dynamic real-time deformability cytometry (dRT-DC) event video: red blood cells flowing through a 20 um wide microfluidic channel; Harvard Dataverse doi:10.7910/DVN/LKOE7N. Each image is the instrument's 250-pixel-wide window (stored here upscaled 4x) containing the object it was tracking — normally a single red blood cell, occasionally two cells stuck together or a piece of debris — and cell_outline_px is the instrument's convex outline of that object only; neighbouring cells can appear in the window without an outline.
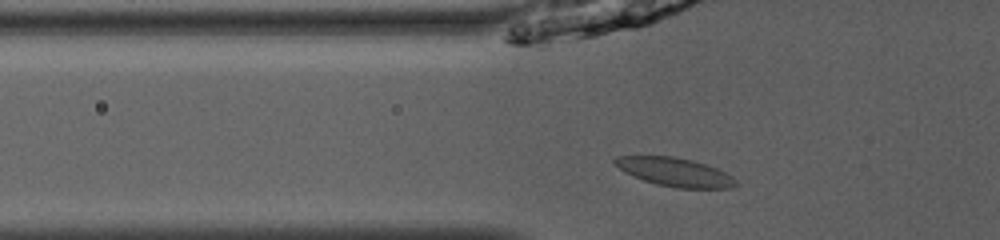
{"species": "common noctule bat (a hibernating species)", "species_latin": "Nyctalus noctula", "temperature_condition": "room temperature", "stored_images_in_passage": 41, "camera_frame_rate_fps": 3000, "um_per_image_px": 0.085, "animal": {"sex": "male", "body_mass_g": 13.0, "forearm_length_mm": 53.1}, "frame": {"image": 1, "passage_image": 11, "time_ms": 3.333, "image_size_px": [1000, 240], "cell_outline_px": [[740, 184], [732, 188], [676, 188], [656, 184], [644, 180], [624, 172], [612, 160], [616, 156], [672, 156], [692, 160], [716, 168], [732, 176]], "centroid_in_image_um": [57.39, 14.63], "position_along_channel_um": 68.4, "area_um2": 20.06}}
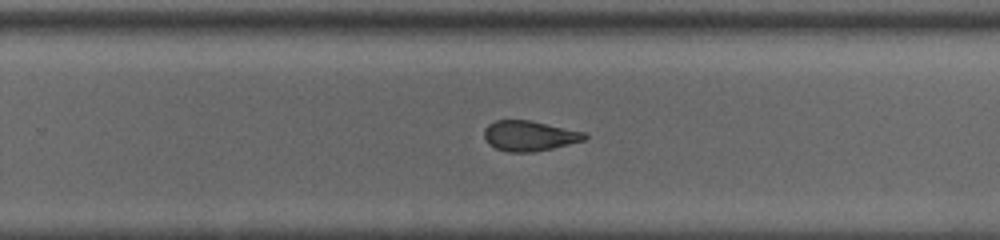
{"frame": {"image": 2, "passage_image": 27, "time_ms": 8.667, "image_size_px": [1000, 240], "cell_outline_px": [[588, 140], [552, 148], [532, 152], [508, 152], [496, 148], [488, 144], [484, 140], [484, 128], [488, 124], [496, 120], [528, 120], [584, 132], [588, 136]], "centroid_in_image_um": [44.98, 11.55], "position_along_channel_um": 284.8, "area_um2": 17.74}}
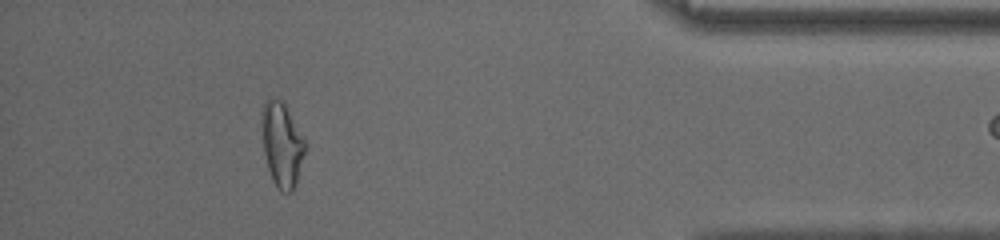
{"frame": {"image": 3, "passage_image": 39, "time_ms": 12.667, "image_size_px": [1000, 240], "cell_outline_px": [[304, 152], [296, 184], [292, 192], [284, 192], [272, 180], [268, 168], [264, 152], [260, 112], [264, 100], [280, 100], [284, 104], [304, 140]], "centroid_in_image_um": [23.92, 12.28], "position_along_channel_um": 411.3, "area_um2": 20.63}}